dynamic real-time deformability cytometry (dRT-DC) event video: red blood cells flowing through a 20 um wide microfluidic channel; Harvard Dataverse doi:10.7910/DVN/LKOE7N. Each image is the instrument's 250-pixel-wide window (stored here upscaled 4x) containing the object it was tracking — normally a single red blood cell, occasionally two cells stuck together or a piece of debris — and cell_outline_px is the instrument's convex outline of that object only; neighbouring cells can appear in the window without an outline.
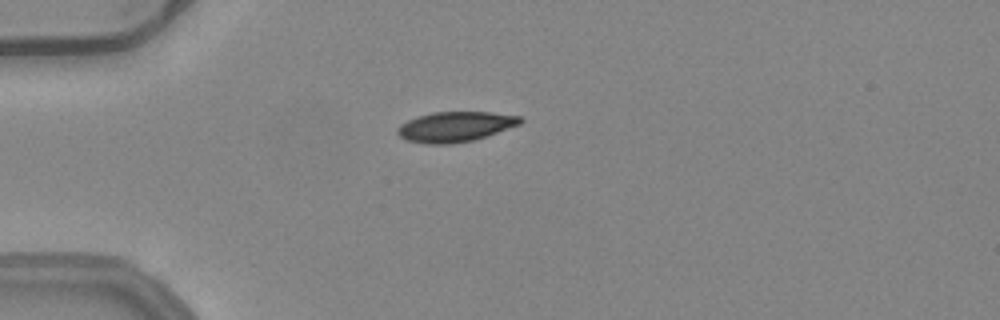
{"species": "common noctule bat (a hibernating species)", "species_latin": "Nyctalus noctula", "temperature_condition": "warm", "stored_images_in_passage": 41, "camera_frame_rate_fps": 3000, "um_per_image_px": 0.085, "animal": {"sex": "female", "body_mass_g": 24.6, "forearm_length_mm": 56.2}, "frame": {"image": 1, "passage_image": 3, "time_ms": 0.667, "image_size_px": [1000, 320], "cell_outline_px": [[524, 120], [520, 124], [472, 140], [452, 144], [428, 144], [408, 140], [400, 136], [396, 132], [396, 128], [400, 124], [408, 120], [432, 112], [488, 112], [520, 116]], "centroid_in_image_um": [38.67, 10.76], "position_along_channel_um": 46.3, "area_um2": 21.27}}
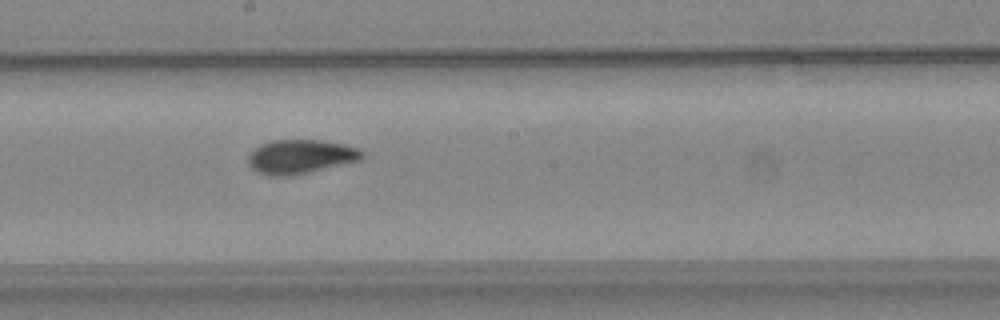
{"frame": {"image": 2, "passage_image": 18, "time_ms": 5.667, "image_size_px": [1000, 320], "cell_outline_px": [[364, 160], [312, 172], [288, 176], [268, 176], [256, 172], [248, 164], [248, 156], [260, 144], [272, 140], [320, 140], [344, 144], [360, 148], [364, 152]], "centroid_in_image_um": [25.6, 13.33], "position_along_channel_um": 222.6, "area_um2": 23.06}}
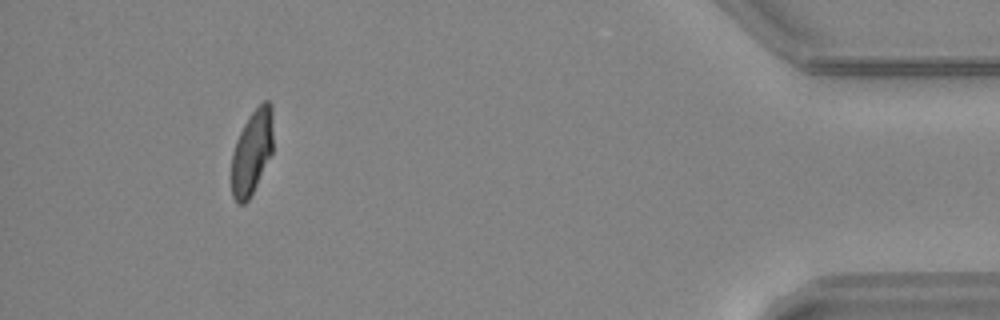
{"frame": {"image": 3, "passage_image": 37, "time_ms": 12.0, "image_size_px": [1000, 320], "cell_outline_px": [[272, 152], [248, 200], [244, 204], [236, 204], [232, 196], [232, 152], [236, 140], [248, 116], [264, 100], [268, 100], [272, 104]], "centroid_in_image_um": [21.4, 12.91], "position_along_channel_um": 413.8, "area_um2": 20.29}, "authors_computed_cell_mechanics": {"area_um2": 21.8484, "velocity_mm_per_s": 3.9769, "shape_relaxation_time_tau1_ms": 4.3711, "shape_relaxation_time_tau2_ms": 1.0623, "deformation_change_tau1": 0.17, "deformation_change_tau2": 0.0414}}